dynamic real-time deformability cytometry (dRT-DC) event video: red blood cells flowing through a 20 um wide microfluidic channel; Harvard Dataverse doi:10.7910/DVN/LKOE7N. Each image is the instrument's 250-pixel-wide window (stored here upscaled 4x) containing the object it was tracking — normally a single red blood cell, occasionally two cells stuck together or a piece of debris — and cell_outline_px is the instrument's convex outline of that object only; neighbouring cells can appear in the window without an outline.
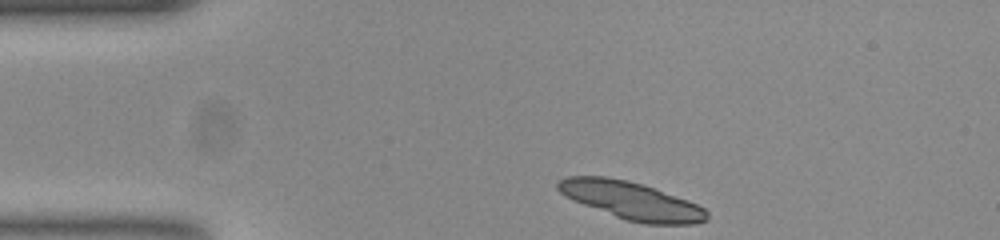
{"species": "common noctule bat (a hibernating species)", "species_latin": "Nyctalus noctula", "temperature_condition": "room temperature", "stored_images_in_passage": 37, "segment_of_instrument_passage": [1, 2], "camera_frame_rate_fps": 3000, "um_per_image_px": 0.085, "animal": {"sex": "female", "body_mass_g": 23.0, "forearm_length_mm": 53.4}, "frame": {"image": 1, "passage_image": 1, "time_ms": 0.0, "image_size_px": [1000, 240], "cell_outline_px": [[708, 220], [692, 224], [644, 224], [624, 220], [572, 200], [564, 196], [556, 188], [556, 184], [560, 180], [568, 176], [604, 176], [628, 180], [644, 184], [688, 200], [704, 208], [708, 212]], "centroid_in_image_um": [53.65, 17.05], "position_along_channel_um": 31.3, "area_um2": 32.95}}